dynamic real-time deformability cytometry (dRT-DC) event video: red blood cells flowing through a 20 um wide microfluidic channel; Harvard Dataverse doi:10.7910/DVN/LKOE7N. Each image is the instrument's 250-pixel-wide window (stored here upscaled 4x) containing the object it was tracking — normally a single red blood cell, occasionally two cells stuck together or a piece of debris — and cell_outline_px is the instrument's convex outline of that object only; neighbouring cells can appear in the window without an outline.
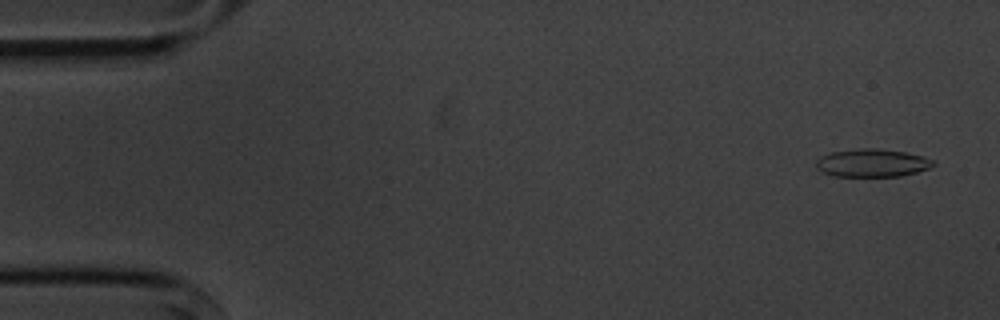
{"species": "common noctule bat (a hibernating species)", "species_latin": "Nyctalus noctula", "temperature_condition": "cold", "stored_images_in_passage": 5, "camera_frame_rate_fps": 3000, "um_per_image_px": 0.085, "animal": {"sex": "male", "body_mass_g": 20.1, "forearm_length_mm": 53.5}, "frame": {"image": 1, "passage_image": 1, "time_ms": 0.0, "image_size_px": [1000, 320], "cell_outline_px": [[936, 164], [928, 168], [916, 172], [900, 176], [832, 176], [816, 168], [816, 160], [820, 156], [832, 152], [856, 148], [876, 148], [904, 152], [936, 160]], "centroid_in_image_um": [74.11, 13.84], "position_along_channel_um": 10.9, "area_um2": 19.07}}